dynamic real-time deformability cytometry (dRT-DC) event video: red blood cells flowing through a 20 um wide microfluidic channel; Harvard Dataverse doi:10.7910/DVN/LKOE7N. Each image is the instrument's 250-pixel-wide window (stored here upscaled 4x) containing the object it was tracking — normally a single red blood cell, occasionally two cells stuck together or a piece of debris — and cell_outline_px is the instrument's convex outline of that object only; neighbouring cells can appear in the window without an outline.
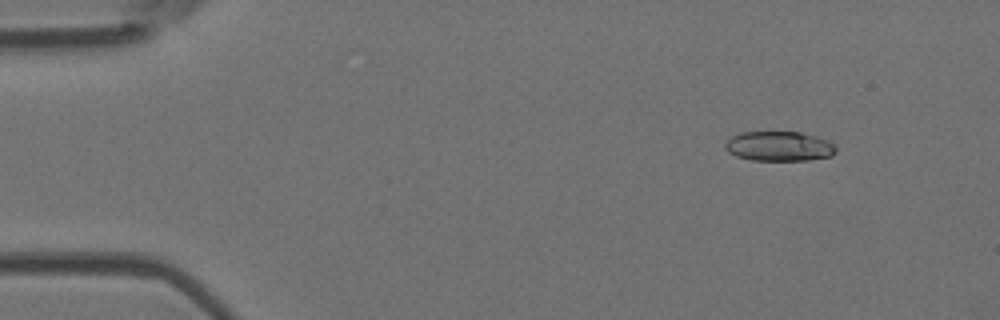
{"species": "Egyptian fruit bat (a non-hibernating species)", "species_latin": "Rousettus aegyptiacus", "temperature_condition": "room temperature", "stored_images_in_passage": 7, "camera_frame_rate_fps": 3000, "um_per_image_px": 0.085, "animal": {"sex": "female"}, "frame": {"image": 1, "passage_image": 2, "time_ms": 1.0, "image_size_px": [1000, 320], "cell_outline_px": [[836, 152], [832, 156], [808, 160], [752, 160], [736, 156], [728, 152], [724, 148], [724, 144], [732, 136], [740, 132], [800, 132], [816, 136], [828, 140], [836, 148]], "centroid_in_image_um": [66.21, 12.43], "position_along_channel_um": 18.8, "area_um2": 19.25}}
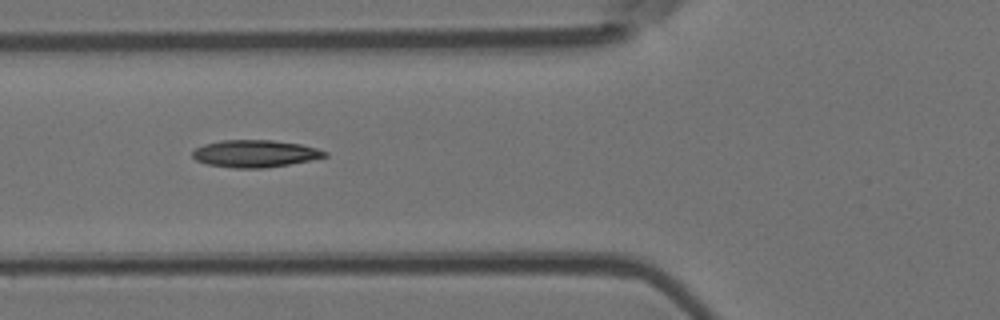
{"frame": {"image": 2, "passage_image": 6, "time_ms": 5.667, "image_size_px": [1000, 320], "cell_outline_px": [[328, 156], [288, 164], [264, 168], [236, 168], [208, 164], [196, 160], [192, 156], [192, 152], [196, 148], [204, 144], [220, 140], [272, 140], [300, 144], [316, 148], [328, 152]], "centroid_in_image_um": [21.66, 13.05], "position_along_channel_um": 104.1, "area_um2": 20.81}}
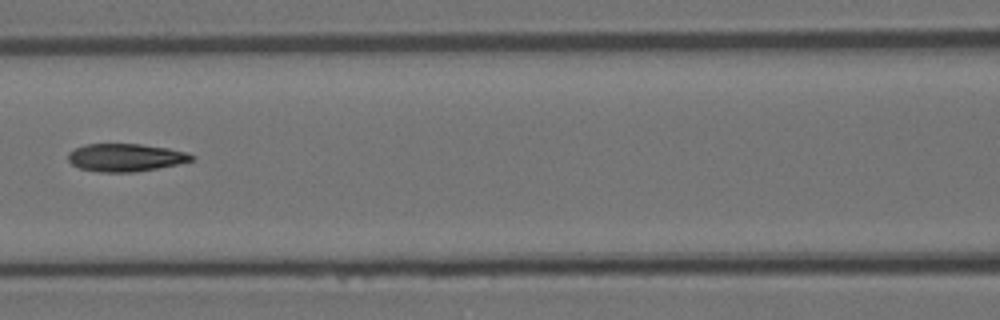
{"frame": {"image": 3, "passage_image": 7, "time_ms": 7.0, "image_size_px": [1000, 320], "cell_outline_px": [[196, 160], [156, 168], [132, 172], [100, 172], [80, 168], [72, 164], [68, 160], [68, 152], [84, 144], [140, 144], [168, 148], [184, 152], [196, 156]], "centroid_in_image_um": [10.67, 13.38], "position_along_channel_um": 155.9, "area_um2": 19.88}}